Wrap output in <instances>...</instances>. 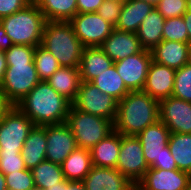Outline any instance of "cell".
I'll return each instance as SVG.
<instances>
[{
	"mask_svg": "<svg viewBox=\"0 0 191 190\" xmlns=\"http://www.w3.org/2000/svg\"><path fill=\"white\" fill-rule=\"evenodd\" d=\"M35 47L13 45L4 52L7 69L0 88L9 102L16 106L41 81L34 63Z\"/></svg>",
	"mask_w": 191,
	"mask_h": 190,
	"instance_id": "6da1fadb",
	"label": "cell"
},
{
	"mask_svg": "<svg viewBox=\"0 0 191 190\" xmlns=\"http://www.w3.org/2000/svg\"><path fill=\"white\" fill-rule=\"evenodd\" d=\"M72 103L57 93L46 81H40L18 107L35 126L66 123Z\"/></svg>",
	"mask_w": 191,
	"mask_h": 190,
	"instance_id": "7a4b0ae2",
	"label": "cell"
},
{
	"mask_svg": "<svg viewBox=\"0 0 191 190\" xmlns=\"http://www.w3.org/2000/svg\"><path fill=\"white\" fill-rule=\"evenodd\" d=\"M159 120V101L143 91H130L118 101L114 131L136 136Z\"/></svg>",
	"mask_w": 191,
	"mask_h": 190,
	"instance_id": "3957f363",
	"label": "cell"
},
{
	"mask_svg": "<svg viewBox=\"0 0 191 190\" xmlns=\"http://www.w3.org/2000/svg\"><path fill=\"white\" fill-rule=\"evenodd\" d=\"M41 45L62 67L79 68L84 46L69 21H47Z\"/></svg>",
	"mask_w": 191,
	"mask_h": 190,
	"instance_id": "277c9868",
	"label": "cell"
},
{
	"mask_svg": "<svg viewBox=\"0 0 191 190\" xmlns=\"http://www.w3.org/2000/svg\"><path fill=\"white\" fill-rule=\"evenodd\" d=\"M46 22V18L34 1L14 14L0 19V24L14 45L33 47L42 43Z\"/></svg>",
	"mask_w": 191,
	"mask_h": 190,
	"instance_id": "5b68a950",
	"label": "cell"
},
{
	"mask_svg": "<svg viewBox=\"0 0 191 190\" xmlns=\"http://www.w3.org/2000/svg\"><path fill=\"white\" fill-rule=\"evenodd\" d=\"M66 124L70 127L77 146L91 149L114 131L111 120L85 113L71 105Z\"/></svg>",
	"mask_w": 191,
	"mask_h": 190,
	"instance_id": "8992f818",
	"label": "cell"
},
{
	"mask_svg": "<svg viewBox=\"0 0 191 190\" xmlns=\"http://www.w3.org/2000/svg\"><path fill=\"white\" fill-rule=\"evenodd\" d=\"M33 122L16 106L0 120V152H21Z\"/></svg>",
	"mask_w": 191,
	"mask_h": 190,
	"instance_id": "52a82bcc",
	"label": "cell"
},
{
	"mask_svg": "<svg viewBox=\"0 0 191 190\" xmlns=\"http://www.w3.org/2000/svg\"><path fill=\"white\" fill-rule=\"evenodd\" d=\"M72 105L80 111L106 118L114 123L118 100L102 93L92 82L81 81L76 100Z\"/></svg>",
	"mask_w": 191,
	"mask_h": 190,
	"instance_id": "ba28073f",
	"label": "cell"
},
{
	"mask_svg": "<svg viewBox=\"0 0 191 190\" xmlns=\"http://www.w3.org/2000/svg\"><path fill=\"white\" fill-rule=\"evenodd\" d=\"M116 169L134 185L143 178L149 169L143 155L142 144L136 136L121 134V145Z\"/></svg>",
	"mask_w": 191,
	"mask_h": 190,
	"instance_id": "9c48e42d",
	"label": "cell"
},
{
	"mask_svg": "<svg viewBox=\"0 0 191 190\" xmlns=\"http://www.w3.org/2000/svg\"><path fill=\"white\" fill-rule=\"evenodd\" d=\"M69 22L84 47H100L114 29L97 12L77 13Z\"/></svg>",
	"mask_w": 191,
	"mask_h": 190,
	"instance_id": "30bf717a",
	"label": "cell"
},
{
	"mask_svg": "<svg viewBox=\"0 0 191 190\" xmlns=\"http://www.w3.org/2000/svg\"><path fill=\"white\" fill-rule=\"evenodd\" d=\"M151 62V51L143 49L140 53L114 62V65L130 91H142Z\"/></svg>",
	"mask_w": 191,
	"mask_h": 190,
	"instance_id": "8fae6325",
	"label": "cell"
},
{
	"mask_svg": "<svg viewBox=\"0 0 191 190\" xmlns=\"http://www.w3.org/2000/svg\"><path fill=\"white\" fill-rule=\"evenodd\" d=\"M191 174L181 170L149 169L135 185V190H187Z\"/></svg>",
	"mask_w": 191,
	"mask_h": 190,
	"instance_id": "7c38bea8",
	"label": "cell"
},
{
	"mask_svg": "<svg viewBox=\"0 0 191 190\" xmlns=\"http://www.w3.org/2000/svg\"><path fill=\"white\" fill-rule=\"evenodd\" d=\"M159 119L170 133H191V102L173 96L161 99Z\"/></svg>",
	"mask_w": 191,
	"mask_h": 190,
	"instance_id": "4fadbf2b",
	"label": "cell"
},
{
	"mask_svg": "<svg viewBox=\"0 0 191 190\" xmlns=\"http://www.w3.org/2000/svg\"><path fill=\"white\" fill-rule=\"evenodd\" d=\"M46 128V160L62 164L78 147L76 139L66 123L45 125Z\"/></svg>",
	"mask_w": 191,
	"mask_h": 190,
	"instance_id": "5bb4252c",
	"label": "cell"
},
{
	"mask_svg": "<svg viewBox=\"0 0 191 190\" xmlns=\"http://www.w3.org/2000/svg\"><path fill=\"white\" fill-rule=\"evenodd\" d=\"M175 74V69L152 60L142 91L158 101L169 98L174 89Z\"/></svg>",
	"mask_w": 191,
	"mask_h": 190,
	"instance_id": "9a60e30c",
	"label": "cell"
},
{
	"mask_svg": "<svg viewBox=\"0 0 191 190\" xmlns=\"http://www.w3.org/2000/svg\"><path fill=\"white\" fill-rule=\"evenodd\" d=\"M82 182L86 190H135V185L116 168L92 166Z\"/></svg>",
	"mask_w": 191,
	"mask_h": 190,
	"instance_id": "2e32d148",
	"label": "cell"
},
{
	"mask_svg": "<svg viewBox=\"0 0 191 190\" xmlns=\"http://www.w3.org/2000/svg\"><path fill=\"white\" fill-rule=\"evenodd\" d=\"M169 136L170 130L160 119L136 135L142 144L143 155L149 167L154 160L159 159L163 148L168 145Z\"/></svg>",
	"mask_w": 191,
	"mask_h": 190,
	"instance_id": "e0dca14e",
	"label": "cell"
},
{
	"mask_svg": "<svg viewBox=\"0 0 191 190\" xmlns=\"http://www.w3.org/2000/svg\"><path fill=\"white\" fill-rule=\"evenodd\" d=\"M100 48L113 61L117 62L140 53L143 48L136 33L113 29Z\"/></svg>",
	"mask_w": 191,
	"mask_h": 190,
	"instance_id": "ac0fdd59",
	"label": "cell"
},
{
	"mask_svg": "<svg viewBox=\"0 0 191 190\" xmlns=\"http://www.w3.org/2000/svg\"><path fill=\"white\" fill-rule=\"evenodd\" d=\"M113 65L100 47H84L79 66L81 81L91 82Z\"/></svg>",
	"mask_w": 191,
	"mask_h": 190,
	"instance_id": "d6986e66",
	"label": "cell"
},
{
	"mask_svg": "<svg viewBox=\"0 0 191 190\" xmlns=\"http://www.w3.org/2000/svg\"><path fill=\"white\" fill-rule=\"evenodd\" d=\"M46 147V128L34 125L21 150V155L27 169L32 170L39 163L46 160Z\"/></svg>",
	"mask_w": 191,
	"mask_h": 190,
	"instance_id": "ffe728a7",
	"label": "cell"
},
{
	"mask_svg": "<svg viewBox=\"0 0 191 190\" xmlns=\"http://www.w3.org/2000/svg\"><path fill=\"white\" fill-rule=\"evenodd\" d=\"M155 6L142 0H126L123 2L120 17L114 28L136 33L144 18Z\"/></svg>",
	"mask_w": 191,
	"mask_h": 190,
	"instance_id": "44dd1931",
	"label": "cell"
},
{
	"mask_svg": "<svg viewBox=\"0 0 191 190\" xmlns=\"http://www.w3.org/2000/svg\"><path fill=\"white\" fill-rule=\"evenodd\" d=\"M189 43L163 40L152 51V60L173 68L180 69L187 64Z\"/></svg>",
	"mask_w": 191,
	"mask_h": 190,
	"instance_id": "7402d4cb",
	"label": "cell"
},
{
	"mask_svg": "<svg viewBox=\"0 0 191 190\" xmlns=\"http://www.w3.org/2000/svg\"><path fill=\"white\" fill-rule=\"evenodd\" d=\"M121 145V134L113 131L90 149L92 165L116 168Z\"/></svg>",
	"mask_w": 191,
	"mask_h": 190,
	"instance_id": "603a6c76",
	"label": "cell"
},
{
	"mask_svg": "<svg viewBox=\"0 0 191 190\" xmlns=\"http://www.w3.org/2000/svg\"><path fill=\"white\" fill-rule=\"evenodd\" d=\"M164 21L165 18L155 7L144 18L136 32L143 49L152 51L163 41Z\"/></svg>",
	"mask_w": 191,
	"mask_h": 190,
	"instance_id": "cb8c5ba5",
	"label": "cell"
},
{
	"mask_svg": "<svg viewBox=\"0 0 191 190\" xmlns=\"http://www.w3.org/2000/svg\"><path fill=\"white\" fill-rule=\"evenodd\" d=\"M46 82L57 93L73 103L81 83L79 68L61 66Z\"/></svg>",
	"mask_w": 191,
	"mask_h": 190,
	"instance_id": "d4e9b609",
	"label": "cell"
},
{
	"mask_svg": "<svg viewBox=\"0 0 191 190\" xmlns=\"http://www.w3.org/2000/svg\"><path fill=\"white\" fill-rule=\"evenodd\" d=\"M89 149L77 147L61 164L64 177L68 181H83L92 168Z\"/></svg>",
	"mask_w": 191,
	"mask_h": 190,
	"instance_id": "484cf974",
	"label": "cell"
},
{
	"mask_svg": "<svg viewBox=\"0 0 191 190\" xmlns=\"http://www.w3.org/2000/svg\"><path fill=\"white\" fill-rule=\"evenodd\" d=\"M47 21H70L77 13V0H34Z\"/></svg>",
	"mask_w": 191,
	"mask_h": 190,
	"instance_id": "4316f807",
	"label": "cell"
},
{
	"mask_svg": "<svg viewBox=\"0 0 191 190\" xmlns=\"http://www.w3.org/2000/svg\"><path fill=\"white\" fill-rule=\"evenodd\" d=\"M168 147L178 170L191 173V133H170Z\"/></svg>",
	"mask_w": 191,
	"mask_h": 190,
	"instance_id": "83f0119b",
	"label": "cell"
},
{
	"mask_svg": "<svg viewBox=\"0 0 191 190\" xmlns=\"http://www.w3.org/2000/svg\"><path fill=\"white\" fill-rule=\"evenodd\" d=\"M91 82L96 85L102 93L111 95L118 101L122 100L130 92L118 74L115 65L103 71Z\"/></svg>",
	"mask_w": 191,
	"mask_h": 190,
	"instance_id": "f1b7e54d",
	"label": "cell"
},
{
	"mask_svg": "<svg viewBox=\"0 0 191 190\" xmlns=\"http://www.w3.org/2000/svg\"><path fill=\"white\" fill-rule=\"evenodd\" d=\"M31 171L36 187L48 189L65 180L61 165L48 160L42 161Z\"/></svg>",
	"mask_w": 191,
	"mask_h": 190,
	"instance_id": "f546056e",
	"label": "cell"
},
{
	"mask_svg": "<svg viewBox=\"0 0 191 190\" xmlns=\"http://www.w3.org/2000/svg\"><path fill=\"white\" fill-rule=\"evenodd\" d=\"M34 63L41 81H47L61 67L57 59L41 44L35 47Z\"/></svg>",
	"mask_w": 191,
	"mask_h": 190,
	"instance_id": "4dcf8cb0",
	"label": "cell"
},
{
	"mask_svg": "<svg viewBox=\"0 0 191 190\" xmlns=\"http://www.w3.org/2000/svg\"><path fill=\"white\" fill-rule=\"evenodd\" d=\"M172 96L191 102V66L186 64L176 70Z\"/></svg>",
	"mask_w": 191,
	"mask_h": 190,
	"instance_id": "1f68e13d",
	"label": "cell"
},
{
	"mask_svg": "<svg viewBox=\"0 0 191 190\" xmlns=\"http://www.w3.org/2000/svg\"><path fill=\"white\" fill-rule=\"evenodd\" d=\"M163 28V40L188 43V32L183 16L165 19Z\"/></svg>",
	"mask_w": 191,
	"mask_h": 190,
	"instance_id": "d6a6232c",
	"label": "cell"
},
{
	"mask_svg": "<svg viewBox=\"0 0 191 190\" xmlns=\"http://www.w3.org/2000/svg\"><path fill=\"white\" fill-rule=\"evenodd\" d=\"M5 181L8 190H31L35 186L32 171L29 169L6 174Z\"/></svg>",
	"mask_w": 191,
	"mask_h": 190,
	"instance_id": "836d02e7",
	"label": "cell"
},
{
	"mask_svg": "<svg viewBox=\"0 0 191 190\" xmlns=\"http://www.w3.org/2000/svg\"><path fill=\"white\" fill-rule=\"evenodd\" d=\"M25 169L21 152H0V171L4 175Z\"/></svg>",
	"mask_w": 191,
	"mask_h": 190,
	"instance_id": "e575fe53",
	"label": "cell"
},
{
	"mask_svg": "<svg viewBox=\"0 0 191 190\" xmlns=\"http://www.w3.org/2000/svg\"><path fill=\"white\" fill-rule=\"evenodd\" d=\"M155 8L165 19L182 17L188 10L187 0H161Z\"/></svg>",
	"mask_w": 191,
	"mask_h": 190,
	"instance_id": "d590c367",
	"label": "cell"
},
{
	"mask_svg": "<svg viewBox=\"0 0 191 190\" xmlns=\"http://www.w3.org/2000/svg\"><path fill=\"white\" fill-rule=\"evenodd\" d=\"M123 2L104 0L97 13L114 27L120 17Z\"/></svg>",
	"mask_w": 191,
	"mask_h": 190,
	"instance_id": "8d00e7d4",
	"label": "cell"
},
{
	"mask_svg": "<svg viewBox=\"0 0 191 190\" xmlns=\"http://www.w3.org/2000/svg\"><path fill=\"white\" fill-rule=\"evenodd\" d=\"M32 0H0V19L23 9Z\"/></svg>",
	"mask_w": 191,
	"mask_h": 190,
	"instance_id": "74e56055",
	"label": "cell"
},
{
	"mask_svg": "<svg viewBox=\"0 0 191 190\" xmlns=\"http://www.w3.org/2000/svg\"><path fill=\"white\" fill-rule=\"evenodd\" d=\"M153 169H163V170H176L177 165L176 162L169 150L168 145L163 148V152L159 156L158 160H154L153 165L151 166Z\"/></svg>",
	"mask_w": 191,
	"mask_h": 190,
	"instance_id": "f35d334b",
	"label": "cell"
},
{
	"mask_svg": "<svg viewBox=\"0 0 191 190\" xmlns=\"http://www.w3.org/2000/svg\"><path fill=\"white\" fill-rule=\"evenodd\" d=\"M104 0H77L78 13L97 12Z\"/></svg>",
	"mask_w": 191,
	"mask_h": 190,
	"instance_id": "ab89813d",
	"label": "cell"
},
{
	"mask_svg": "<svg viewBox=\"0 0 191 190\" xmlns=\"http://www.w3.org/2000/svg\"><path fill=\"white\" fill-rule=\"evenodd\" d=\"M46 190H86L82 181H68L64 180L53 187H49Z\"/></svg>",
	"mask_w": 191,
	"mask_h": 190,
	"instance_id": "60d3db41",
	"label": "cell"
},
{
	"mask_svg": "<svg viewBox=\"0 0 191 190\" xmlns=\"http://www.w3.org/2000/svg\"><path fill=\"white\" fill-rule=\"evenodd\" d=\"M12 40L7 36L4 28L0 24V51H6L13 46Z\"/></svg>",
	"mask_w": 191,
	"mask_h": 190,
	"instance_id": "b9f144b4",
	"label": "cell"
},
{
	"mask_svg": "<svg viewBox=\"0 0 191 190\" xmlns=\"http://www.w3.org/2000/svg\"><path fill=\"white\" fill-rule=\"evenodd\" d=\"M13 107L0 88V120Z\"/></svg>",
	"mask_w": 191,
	"mask_h": 190,
	"instance_id": "7bdbcfd3",
	"label": "cell"
},
{
	"mask_svg": "<svg viewBox=\"0 0 191 190\" xmlns=\"http://www.w3.org/2000/svg\"><path fill=\"white\" fill-rule=\"evenodd\" d=\"M183 19L188 32V43L191 44V11H186L183 15Z\"/></svg>",
	"mask_w": 191,
	"mask_h": 190,
	"instance_id": "ee69618b",
	"label": "cell"
},
{
	"mask_svg": "<svg viewBox=\"0 0 191 190\" xmlns=\"http://www.w3.org/2000/svg\"><path fill=\"white\" fill-rule=\"evenodd\" d=\"M7 69V61L5 58L4 51H0V84L4 77V73Z\"/></svg>",
	"mask_w": 191,
	"mask_h": 190,
	"instance_id": "f6af8a7d",
	"label": "cell"
},
{
	"mask_svg": "<svg viewBox=\"0 0 191 190\" xmlns=\"http://www.w3.org/2000/svg\"><path fill=\"white\" fill-rule=\"evenodd\" d=\"M5 175L0 171V190H6Z\"/></svg>",
	"mask_w": 191,
	"mask_h": 190,
	"instance_id": "bcb514c9",
	"label": "cell"
},
{
	"mask_svg": "<svg viewBox=\"0 0 191 190\" xmlns=\"http://www.w3.org/2000/svg\"><path fill=\"white\" fill-rule=\"evenodd\" d=\"M187 64L191 66V44L188 48Z\"/></svg>",
	"mask_w": 191,
	"mask_h": 190,
	"instance_id": "7dc6e473",
	"label": "cell"
},
{
	"mask_svg": "<svg viewBox=\"0 0 191 190\" xmlns=\"http://www.w3.org/2000/svg\"><path fill=\"white\" fill-rule=\"evenodd\" d=\"M142 1L149 2L153 6H156L161 0H142Z\"/></svg>",
	"mask_w": 191,
	"mask_h": 190,
	"instance_id": "c3c4849f",
	"label": "cell"
},
{
	"mask_svg": "<svg viewBox=\"0 0 191 190\" xmlns=\"http://www.w3.org/2000/svg\"><path fill=\"white\" fill-rule=\"evenodd\" d=\"M188 11H191V0H187Z\"/></svg>",
	"mask_w": 191,
	"mask_h": 190,
	"instance_id": "681fc988",
	"label": "cell"
},
{
	"mask_svg": "<svg viewBox=\"0 0 191 190\" xmlns=\"http://www.w3.org/2000/svg\"><path fill=\"white\" fill-rule=\"evenodd\" d=\"M31 190H46V189L34 186Z\"/></svg>",
	"mask_w": 191,
	"mask_h": 190,
	"instance_id": "f907efd6",
	"label": "cell"
},
{
	"mask_svg": "<svg viewBox=\"0 0 191 190\" xmlns=\"http://www.w3.org/2000/svg\"><path fill=\"white\" fill-rule=\"evenodd\" d=\"M111 1L125 2L126 0H111Z\"/></svg>",
	"mask_w": 191,
	"mask_h": 190,
	"instance_id": "816d5d0a",
	"label": "cell"
},
{
	"mask_svg": "<svg viewBox=\"0 0 191 190\" xmlns=\"http://www.w3.org/2000/svg\"><path fill=\"white\" fill-rule=\"evenodd\" d=\"M187 190H191V182H190V185H189V187H188V189Z\"/></svg>",
	"mask_w": 191,
	"mask_h": 190,
	"instance_id": "f5cc1de1",
	"label": "cell"
}]
</instances>
